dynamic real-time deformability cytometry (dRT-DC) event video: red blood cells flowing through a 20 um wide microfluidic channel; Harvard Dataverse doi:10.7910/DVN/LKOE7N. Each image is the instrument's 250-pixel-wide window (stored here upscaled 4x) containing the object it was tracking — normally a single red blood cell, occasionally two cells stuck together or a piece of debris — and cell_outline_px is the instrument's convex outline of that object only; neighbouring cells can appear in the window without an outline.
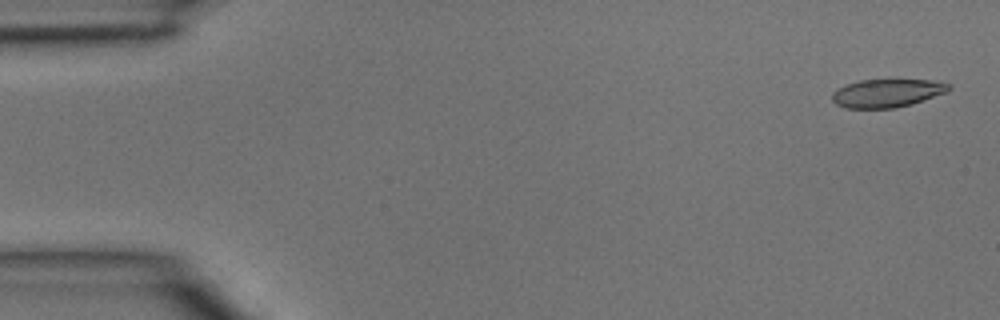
{"species": "common noctule bat (a hibernating species)", "species_latin": "Nyctalus noctula", "temperature_condition": "room temperature", "stored_images_in_passage": 14, "camera_frame_rate_fps": 3000, "um_per_image_px": 0.085, "animal": {"sex": "male", "body_mass_g": 15.6}, "frame": {"image": 1, "passage_image": 2, "time_ms": 0.333, "image_size_px": [1000, 320], "cell_outline_px": [[952, 88], [948, 92], [912, 104], [896, 108], [844, 108], [836, 104], [832, 100], [832, 92], [848, 84], [860, 80], [932, 80], [948, 84]], "centroid_in_image_um": [75.42, 7.92], "position_along_channel_um": 9.6, "area_um2": 19.13}}
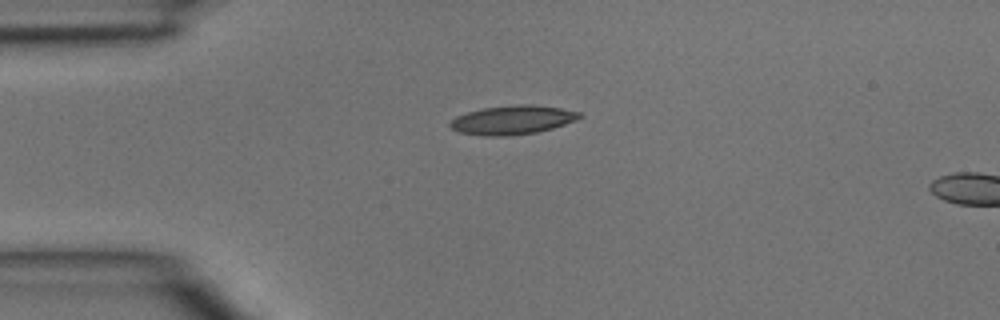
{"frame": {"image": 2, "passage_image": 11, "time_ms": 3.333, "image_size_px": [1000, 320], "cell_outline_px": [[584, 116], [576, 120], [552, 128], [536, 132], [508, 136], [484, 136], [460, 132], [452, 128], [448, 124], [456, 116], [468, 112], [484, 108], [516, 104], [532, 104], [560, 108], [580, 112]], "centroid_in_image_um": [43.57, 10.19], "position_along_channel_um": 41.4, "area_um2": 21.73}}